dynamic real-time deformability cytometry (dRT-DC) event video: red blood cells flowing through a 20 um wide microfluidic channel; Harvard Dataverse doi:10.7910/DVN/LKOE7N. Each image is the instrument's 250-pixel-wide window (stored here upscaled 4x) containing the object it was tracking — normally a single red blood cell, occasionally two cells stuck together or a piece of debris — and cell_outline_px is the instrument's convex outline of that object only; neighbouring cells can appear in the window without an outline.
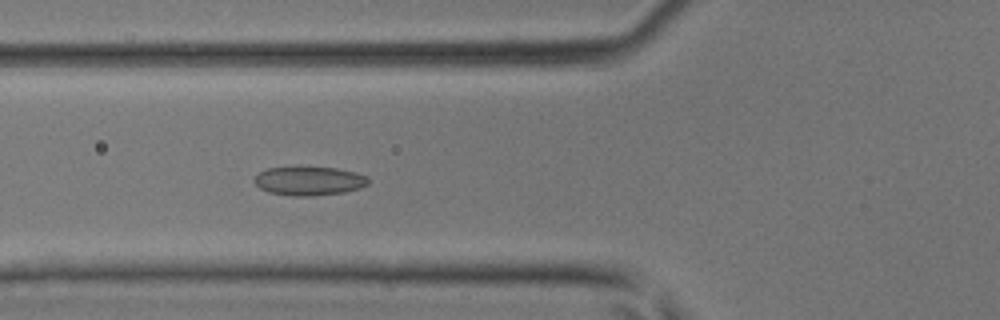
{"species": "common noctule bat (a hibernating species)", "species_latin": "Nyctalus noctula", "temperature_condition": "room temperature", "stored_images_in_passage": 42, "camera_frame_rate_fps": 3000, "um_per_image_px": 0.085, "animal": {"sex": "male", "body_mass_g": 17.9, "forearm_length_mm": 54.2}, "frame": {"image": 1, "passage_image": 15, "time_ms": 4.667, "image_size_px": [1000, 320], "cell_outline_px": [[368, 184], [360, 188], [344, 192], [308, 196], [292, 196], [268, 192], [260, 188], [252, 180], [260, 172], [268, 168], [336, 168], [356, 172], [368, 176]], "centroid_in_image_um": [26.28, 15.39], "position_along_channel_um": 99.5, "area_um2": 18.9}}
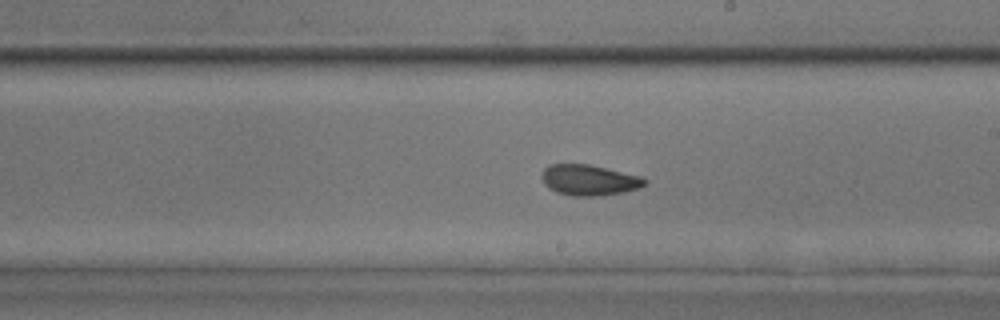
{"frame": {"image": 2, "passage_image": 24, "time_ms": 7.667, "image_size_px": [1000, 320], "cell_outline_px": [[648, 180], [644, 184], [636, 188], [624, 192], [600, 196], [572, 196], [556, 192], [548, 188], [544, 184], [540, 176], [544, 168], [548, 164], [588, 164], [640, 176]], "centroid_in_image_um": [50.01, 15.31], "position_along_channel_um": 239.0, "area_um2": 18.44}}
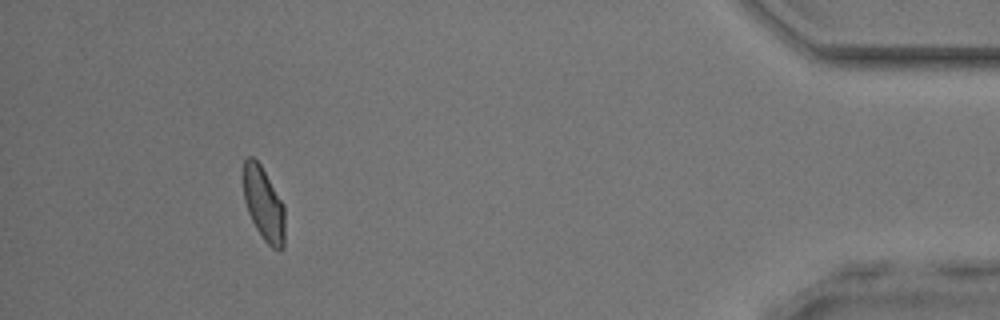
{"frame": {"image": 3, "passage_image": 39, "time_ms": 12.667, "image_size_px": [1000, 320], "cell_outline_px": [[284, 248], [272, 248], [264, 240], [256, 228], [248, 212], [244, 200], [244, 160], [248, 156], [252, 156], [260, 164], [284, 204]], "centroid_in_image_um": [22.42, 17.33], "position_along_channel_um": 412.8, "area_um2": 17.57}}